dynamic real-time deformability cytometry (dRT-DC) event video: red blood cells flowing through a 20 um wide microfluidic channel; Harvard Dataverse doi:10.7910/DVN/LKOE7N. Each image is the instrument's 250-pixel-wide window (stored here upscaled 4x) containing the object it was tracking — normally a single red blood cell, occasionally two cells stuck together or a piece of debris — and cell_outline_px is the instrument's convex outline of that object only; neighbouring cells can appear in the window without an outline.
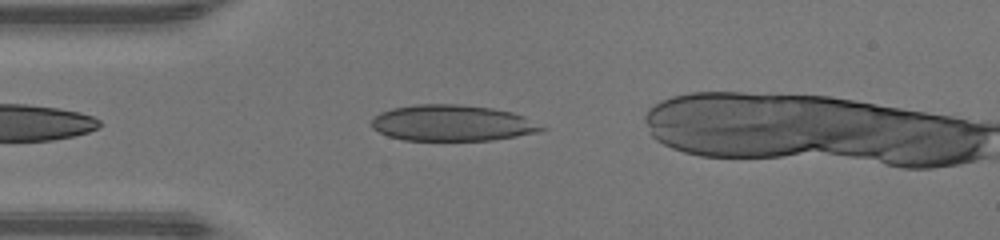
{"species": "human", "species_latin": "Homo sapiens", "temperature_condition": "warm", "stored_images_in_passage": 31, "camera_frame_rate_fps": 3000, "um_per_image_px": 0.085, "donor": {"sex": "male"}, "frame": {"image": 1, "passage_image": 2, "time_ms": 0.333, "image_size_px": [1000, 240], "cell_outline_px": [[548, 128], [540, 132], [492, 140], [404, 140], [388, 136], [372, 128], [372, 120], [380, 112], [392, 108], [416, 104], [460, 104], [492, 108], [512, 112], [524, 116]], "centroid_in_image_um": [38.46, 10.45], "position_along_channel_um": 46.5, "area_um2": 35.78}}
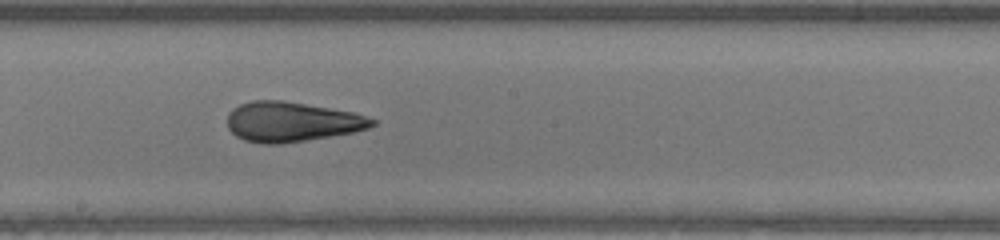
{"frame": {"image": 2, "passage_image": 15, "time_ms": 4.667, "image_size_px": [1000, 240], "cell_outline_px": [[376, 124], [368, 128], [352, 132], [280, 144], [264, 144], [244, 140], [236, 136], [228, 128], [228, 112], [232, 108], [240, 104], [252, 100], [284, 100], [352, 112], [376, 120]], "centroid_in_image_um": [24.74, 10.34], "position_along_channel_um": 223.5, "area_um2": 33.41}}
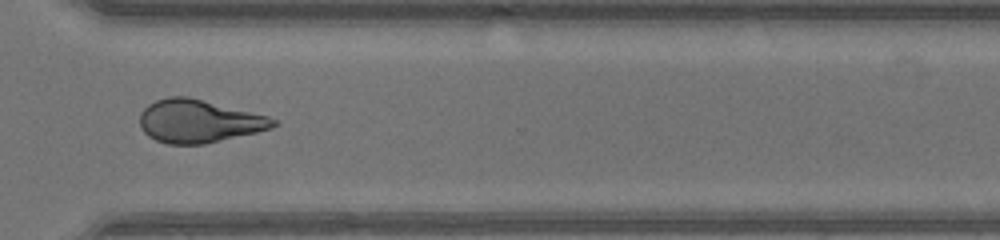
{"frame": {"image": 3, "passage_image": 24, "time_ms": 7.667, "image_size_px": [1000, 240], "cell_outline_px": [[276, 124], [272, 128], [256, 132], [204, 144], [168, 144], [156, 140], [148, 136], [140, 128], [140, 112], [148, 104], [156, 100], [168, 96], [188, 96], [268, 116], [276, 120]], "centroid_in_image_um": [16.85, 10.29], "position_along_channel_um": 353.7, "area_um2": 33.29}}